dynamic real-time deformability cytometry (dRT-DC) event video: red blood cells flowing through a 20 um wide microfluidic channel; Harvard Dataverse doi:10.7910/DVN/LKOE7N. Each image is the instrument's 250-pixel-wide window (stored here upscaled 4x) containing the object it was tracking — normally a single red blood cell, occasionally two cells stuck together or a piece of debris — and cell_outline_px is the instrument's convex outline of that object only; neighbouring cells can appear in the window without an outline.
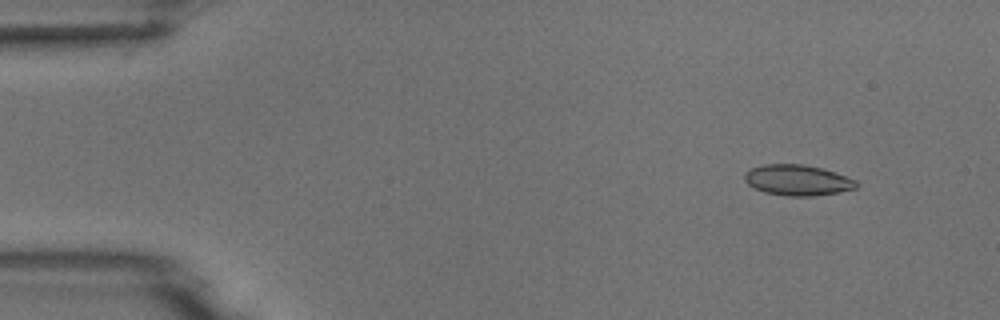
{"species": "common noctule bat (a hibernating species)", "species_latin": "Nyctalus noctula", "temperature_condition": "room temperature", "stored_images_in_passage": 6, "camera_frame_rate_fps": 3000, "um_per_image_px": 0.085, "animal": {"sex": "male", "body_mass_g": 18.8}, "frame": {"image": 1, "passage_image": 2, "time_ms": 1.333, "image_size_px": [1000, 320], "cell_outline_px": [[856, 188], [836, 192], [812, 196], [784, 196], [764, 192], [748, 184], [744, 180], [744, 172], [752, 168], [764, 164], [804, 164], [836, 172], [856, 180]], "centroid_in_image_um": [67.75, 15.31], "position_along_channel_um": 17.2, "area_um2": 19.88}}